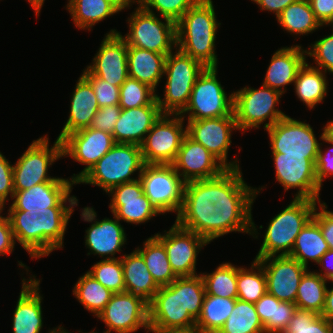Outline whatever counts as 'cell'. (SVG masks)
<instances>
[{"label":"cell","instance_id":"1","mask_svg":"<svg viewBox=\"0 0 333 333\" xmlns=\"http://www.w3.org/2000/svg\"><path fill=\"white\" fill-rule=\"evenodd\" d=\"M237 169H226L212 179L185 183L183 205L176 217L179 226L202 236L209 244L231 232L258 239L252 205L263 187L252 188Z\"/></svg>","mask_w":333,"mask_h":333},{"label":"cell","instance_id":"2","mask_svg":"<svg viewBox=\"0 0 333 333\" xmlns=\"http://www.w3.org/2000/svg\"><path fill=\"white\" fill-rule=\"evenodd\" d=\"M74 210V207L7 210V216L15 241L32 259H39L56 249H63L65 231Z\"/></svg>","mask_w":333,"mask_h":333},{"label":"cell","instance_id":"3","mask_svg":"<svg viewBox=\"0 0 333 333\" xmlns=\"http://www.w3.org/2000/svg\"><path fill=\"white\" fill-rule=\"evenodd\" d=\"M213 5L212 0H200L176 22V48L205 67H218L215 41L221 23Z\"/></svg>","mask_w":333,"mask_h":333},{"label":"cell","instance_id":"4","mask_svg":"<svg viewBox=\"0 0 333 333\" xmlns=\"http://www.w3.org/2000/svg\"><path fill=\"white\" fill-rule=\"evenodd\" d=\"M321 201L293 198L290 204L270 220L255 259L290 255L297 235L313 217Z\"/></svg>","mask_w":333,"mask_h":333},{"label":"cell","instance_id":"5","mask_svg":"<svg viewBox=\"0 0 333 333\" xmlns=\"http://www.w3.org/2000/svg\"><path fill=\"white\" fill-rule=\"evenodd\" d=\"M145 163L141 148L136 144L115 143L77 182L102 188L108 193L112 188L139 179ZM138 172V177L132 175Z\"/></svg>","mask_w":333,"mask_h":333},{"label":"cell","instance_id":"6","mask_svg":"<svg viewBox=\"0 0 333 333\" xmlns=\"http://www.w3.org/2000/svg\"><path fill=\"white\" fill-rule=\"evenodd\" d=\"M166 56L164 76L166 84L163 99L156 94V100L163 114H180L187 106L191 91L205 66L178 48Z\"/></svg>","mask_w":333,"mask_h":333},{"label":"cell","instance_id":"7","mask_svg":"<svg viewBox=\"0 0 333 333\" xmlns=\"http://www.w3.org/2000/svg\"><path fill=\"white\" fill-rule=\"evenodd\" d=\"M282 95L263 84L259 89L246 86L233 91V112L238 130L245 133L249 129H259L264 122L263 127L267 130L286 117L287 115L276 107Z\"/></svg>","mask_w":333,"mask_h":333},{"label":"cell","instance_id":"8","mask_svg":"<svg viewBox=\"0 0 333 333\" xmlns=\"http://www.w3.org/2000/svg\"><path fill=\"white\" fill-rule=\"evenodd\" d=\"M134 12L127 18L129 32L119 34L127 45L158 54H170L176 49V23L146 11L141 5L134 8Z\"/></svg>","mask_w":333,"mask_h":333},{"label":"cell","instance_id":"9","mask_svg":"<svg viewBox=\"0 0 333 333\" xmlns=\"http://www.w3.org/2000/svg\"><path fill=\"white\" fill-rule=\"evenodd\" d=\"M218 67H206L198 76L186 108L179 114L184 120L229 116L233 113V92L228 96L217 79ZM228 96V97H227Z\"/></svg>","mask_w":333,"mask_h":333},{"label":"cell","instance_id":"10","mask_svg":"<svg viewBox=\"0 0 333 333\" xmlns=\"http://www.w3.org/2000/svg\"><path fill=\"white\" fill-rule=\"evenodd\" d=\"M62 157L61 140L56 139L50 148L47 135L33 140L13 165L14 191L26 190L41 183L54 181L57 177L49 176L48 170Z\"/></svg>","mask_w":333,"mask_h":333},{"label":"cell","instance_id":"11","mask_svg":"<svg viewBox=\"0 0 333 333\" xmlns=\"http://www.w3.org/2000/svg\"><path fill=\"white\" fill-rule=\"evenodd\" d=\"M139 179L143 193L162 215L175 212L178 216L186 182L171 164H145Z\"/></svg>","mask_w":333,"mask_h":333},{"label":"cell","instance_id":"12","mask_svg":"<svg viewBox=\"0 0 333 333\" xmlns=\"http://www.w3.org/2000/svg\"><path fill=\"white\" fill-rule=\"evenodd\" d=\"M184 121L179 114L160 116L140 145L145 164L173 163L186 135Z\"/></svg>","mask_w":333,"mask_h":333},{"label":"cell","instance_id":"13","mask_svg":"<svg viewBox=\"0 0 333 333\" xmlns=\"http://www.w3.org/2000/svg\"><path fill=\"white\" fill-rule=\"evenodd\" d=\"M275 178L285 191L297 189L294 198L321 201L315 162L317 156H282L272 153Z\"/></svg>","mask_w":333,"mask_h":333},{"label":"cell","instance_id":"14","mask_svg":"<svg viewBox=\"0 0 333 333\" xmlns=\"http://www.w3.org/2000/svg\"><path fill=\"white\" fill-rule=\"evenodd\" d=\"M233 130H238L234 112L225 117L187 120L186 134L203 145L227 169L240 168L238 158L228 161Z\"/></svg>","mask_w":333,"mask_h":333},{"label":"cell","instance_id":"15","mask_svg":"<svg viewBox=\"0 0 333 333\" xmlns=\"http://www.w3.org/2000/svg\"><path fill=\"white\" fill-rule=\"evenodd\" d=\"M154 236L164 245L171 268L177 277H190L196 274L197 257L201 249L209 243L193 231L179 226L176 222L169 231Z\"/></svg>","mask_w":333,"mask_h":333},{"label":"cell","instance_id":"16","mask_svg":"<svg viewBox=\"0 0 333 333\" xmlns=\"http://www.w3.org/2000/svg\"><path fill=\"white\" fill-rule=\"evenodd\" d=\"M105 323L102 333H133L139 328L149 332L148 305L128 292L113 293L104 310L97 316ZM87 333V332H85ZM88 333H98L94 330Z\"/></svg>","mask_w":333,"mask_h":333},{"label":"cell","instance_id":"17","mask_svg":"<svg viewBox=\"0 0 333 333\" xmlns=\"http://www.w3.org/2000/svg\"><path fill=\"white\" fill-rule=\"evenodd\" d=\"M272 153L282 156H317L320 143L309 123L286 116L266 130Z\"/></svg>","mask_w":333,"mask_h":333},{"label":"cell","instance_id":"18","mask_svg":"<svg viewBox=\"0 0 333 333\" xmlns=\"http://www.w3.org/2000/svg\"><path fill=\"white\" fill-rule=\"evenodd\" d=\"M92 61L82 76H97L118 87L125 82L129 77L127 43L119 31L111 29L105 34Z\"/></svg>","mask_w":333,"mask_h":333},{"label":"cell","instance_id":"19","mask_svg":"<svg viewBox=\"0 0 333 333\" xmlns=\"http://www.w3.org/2000/svg\"><path fill=\"white\" fill-rule=\"evenodd\" d=\"M149 309V330L190 328L196 320L184 309L181 302V277L170 285L160 286Z\"/></svg>","mask_w":333,"mask_h":333},{"label":"cell","instance_id":"20","mask_svg":"<svg viewBox=\"0 0 333 333\" xmlns=\"http://www.w3.org/2000/svg\"><path fill=\"white\" fill-rule=\"evenodd\" d=\"M113 219H97V213L93 207L85 206L81 210V218L91 226L85 231V246L89 249L87 255H99L103 259H115L122 246L126 244V232L120 220L113 214Z\"/></svg>","mask_w":333,"mask_h":333},{"label":"cell","instance_id":"21","mask_svg":"<svg viewBox=\"0 0 333 333\" xmlns=\"http://www.w3.org/2000/svg\"><path fill=\"white\" fill-rule=\"evenodd\" d=\"M73 185L76 183L72 179L57 177L51 182L41 183L26 190L14 191L13 203L8 210L29 211L50 207L78 206L77 197L70 195Z\"/></svg>","mask_w":333,"mask_h":333},{"label":"cell","instance_id":"22","mask_svg":"<svg viewBox=\"0 0 333 333\" xmlns=\"http://www.w3.org/2000/svg\"><path fill=\"white\" fill-rule=\"evenodd\" d=\"M114 145L113 135L91 127L68 134L62 140V156H70L85 165L80 173L73 174L70 179L76 183Z\"/></svg>","mask_w":333,"mask_h":333},{"label":"cell","instance_id":"23","mask_svg":"<svg viewBox=\"0 0 333 333\" xmlns=\"http://www.w3.org/2000/svg\"><path fill=\"white\" fill-rule=\"evenodd\" d=\"M256 260L261 263L265 272L267 293L279 301L295 303L300 280L309 268L289 255Z\"/></svg>","mask_w":333,"mask_h":333},{"label":"cell","instance_id":"24","mask_svg":"<svg viewBox=\"0 0 333 333\" xmlns=\"http://www.w3.org/2000/svg\"><path fill=\"white\" fill-rule=\"evenodd\" d=\"M106 194L112 197L109 208L120 221L136 225L162 215L143 193L140 179L120 184Z\"/></svg>","mask_w":333,"mask_h":333},{"label":"cell","instance_id":"25","mask_svg":"<svg viewBox=\"0 0 333 333\" xmlns=\"http://www.w3.org/2000/svg\"><path fill=\"white\" fill-rule=\"evenodd\" d=\"M171 165L185 182L212 179L220 176L227 169L203 145L187 134Z\"/></svg>","mask_w":333,"mask_h":333},{"label":"cell","instance_id":"26","mask_svg":"<svg viewBox=\"0 0 333 333\" xmlns=\"http://www.w3.org/2000/svg\"><path fill=\"white\" fill-rule=\"evenodd\" d=\"M42 299L40 280L34 275L28 279L24 277L12 317L13 333L41 332L43 328Z\"/></svg>","mask_w":333,"mask_h":333},{"label":"cell","instance_id":"27","mask_svg":"<svg viewBox=\"0 0 333 333\" xmlns=\"http://www.w3.org/2000/svg\"><path fill=\"white\" fill-rule=\"evenodd\" d=\"M162 114L157 100L150 105L122 109L112 134L115 143L140 146Z\"/></svg>","mask_w":333,"mask_h":333},{"label":"cell","instance_id":"28","mask_svg":"<svg viewBox=\"0 0 333 333\" xmlns=\"http://www.w3.org/2000/svg\"><path fill=\"white\" fill-rule=\"evenodd\" d=\"M306 58V49L298 44L278 49L272 55L262 84L284 94L286 86L294 84L298 70L307 61Z\"/></svg>","mask_w":333,"mask_h":333},{"label":"cell","instance_id":"29","mask_svg":"<svg viewBox=\"0 0 333 333\" xmlns=\"http://www.w3.org/2000/svg\"><path fill=\"white\" fill-rule=\"evenodd\" d=\"M68 119L57 139L63 140L68 134L89 128L99 106L91 84L82 76L78 78L70 99Z\"/></svg>","mask_w":333,"mask_h":333},{"label":"cell","instance_id":"30","mask_svg":"<svg viewBox=\"0 0 333 333\" xmlns=\"http://www.w3.org/2000/svg\"><path fill=\"white\" fill-rule=\"evenodd\" d=\"M125 292L140 298L148 306L160 286L155 282L144 262L143 257L136 251L121 256Z\"/></svg>","mask_w":333,"mask_h":333},{"label":"cell","instance_id":"31","mask_svg":"<svg viewBox=\"0 0 333 333\" xmlns=\"http://www.w3.org/2000/svg\"><path fill=\"white\" fill-rule=\"evenodd\" d=\"M166 56L127 45L128 76L157 92L158 84L164 76Z\"/></svg>","mask_w":333,"mask_h":333},{"label":"cell","instance_id":"32","mask_svg":"<svg viewBox=\"0 0 333 333\" xmlns=\"http://www.w3.org/2000/svg\"><path fill=\"white\" fill-rule=\"evenodd\" d=\"M307 62L298 70L293 85L297 98L312 110L324 102L329 87L326 73Z\"/></svg>","mask_w":333,"mask_h":333},{"label":"cell","instance_id":"33","mask_svg":"<svg viewBox=\"0 0 333 333\" xmlns=\"http://www.w3.org/2000/svg\"><path fill=\"white\" fill-rule=\"evenodd\" d=\"M255 307L265 333H283L297 309L295 303L279 301L267 292L255 303Z\"/></svg>","mask_w":333,"mask_h":333},{"label":"cell","instance_id":"34","mask_svg":"<svg viewBox=\"0 0 333 333\" xmlns=\"http://www.w3.org/2000/svg\"><path fill=\"white\" fill-rule=\"evenodd\" d=\"M328 250L319 225L311 218L297 235L289 256L308 268L310 260L317 264Z\"/></svg>","mask_w":333,"mask_h":333},{"label":"cell","instance_id":"35","mask_svg":"<svg viewBox=\"0 0 333 333\" xmlns=\"http://www.w3.org/2000/svg\"><path fill=\"white\" fill-rule=\"evenodd\" d=\"M135 250L143 257L148 271L159 286L170 285L177 278L164 245L154 235L143 242V247Z\"/></svg>","mask_w":333,"mask_h":333},{"label":"cell","instance_id":"36","mask_svg":"<svg viewBox=\"0 0 333 333\" xmlns=\"http://www.w3.org/2000/svg\"><path fill=\"white\" fill-rule=\"evenodd\" d=\"M66 9L75 27L88 30L119 11L106 0H68Z\"/></svg>","mask_w":333,"mask_h":333},{"label":"cell","instance_id":"37","mask_svg":"<svg viewBox=\"0 0 333 333\" xmlns=\"http://www.w3.org/2000/svg\"><path fill=\"white\" fill-rule=\"evenodd\" d=\"M280 26L291 35H307L322 27L308 0L289 4L276 18Z\"/></svg>","mask_w":333,"mask_h":333},{"label":"cell","instance_id":"38","mask_svg":"<svg viewBox=\"0 0 333 333\" xmlns=\"http://www.w3.org/2000/svg\"><path fill=\"white\" fill-rule=\"evenodd\" d=\"M236 299L205 295L196 327L202 333H218L234 309Z\"/></svg>","mask_w":333,"mask_h":333},{"label":"cell","instance_id":"39","mask_svg":"<svg viewBox=\"0 0 333 333\" xmlns=\"http://www.w3.org/2000/svg\"><path fill=\"white\" fill-rule=\"evenodd\" d=\"M327 281L317 271L309 269L304 273L298 286L295 304L303 310L321 315L325 306Z\"/></svg>","mask_w":333,"mask_h":333},{"label":"cell","instance_id":"40","mask_svg":"<svg viewBox=\"0 0 333 333\" xmlns=\"http://www.w3.org/2000/svg\"><path fill=\"white\" fill-rule=\"evenodd\" d=\"M72 292L78 302L94 317H97L104 310L113 295V292L104 287L88 272L79 277Z\"/></svg>","mask_w":333,"mask_h":333},{"label":"cell","instance_id":"41","mask_svg":"<svg viewBox=\"0 0 333 333\" xmlns=\"http://www.w3.org/2000/svg\"><path fill=\"white\" fill-rule=\"evenodd\" d=\"M237 299L256 303L266 292V276L261 263L254 259L248 269L237 267Z\"/></svg>","mask_w":333,"mask_h":333},{"label":"cell","instance_id":"42","mask_svg":"<svg viewBox=\"0 0 333 333\" xmlns=\"http://www.w3.org/2000/svg\"><path fill=\"white\" fill-rule=\"evenodd\" d=\"M205 286V295L237 299V265L223 262L212 273H200Z\"/></svg>","mask_w":333,"mask_h":333},{"label":"cell","instance_id":"43","mask_svg":"<svg viewBox=\"0 0 333 333\" xmlns=\"http://www.w3.org/2000/svg\"><path fill=\"white\" fill-rule=\"evenodd\" d=\"M218 333H265L254 303L236 299L230 316Z\"/></svg>","mask_w":333,"mask_h":333},{"label":"cell","instance_id":"44","mask_svg":"<svg viewBox=\"0 0 333 333\" xmlns=\"http://www.w3.org/2000/svg\"><path fill=\"white\" fill-rule=\"evenodd\" d=\"M87 272L111 292H125L121 258L101 259Z\"/></svg>","mask_w":333,"mask_h":333},{"label":"cell","instance_id":"45","mask_svg":"<svg viewBox=\"0 0 333 333\" xmlns=\"http://www.w3.org/2000/svg\"><path fill=\"white\" fill-rule=\"evenodd\" d=\"M156 91L147 84L128 77L120 86L119 106L122 109L150 105L156 100Z\"/></svg>","mask_w":333,"mask_h":333},{"label":"cell","instance_id":"46","mask_svg":"<svg viewBox=\"0 0 333 333\" xmlns=\"http://www.w3.org/2000/svg\"><path fill=\"white\" fill-rule=\"evenodd\" d=\"M283 333H333V323L314 311L297 308Z\"/></svg>","mask_w":333,"mask_h":333},{"label":"cell","instance_id":"47","mask_svg":"<svg viewBox=\"0 0 333 333\" xmlns=\"http://www.w3.org/2000/svg\"><path fill=\"white\" fill-rule=\"evenodd\" d=\"M204 281L200 273L195 276L181 277V302L184 309L197 320L205 297Z\"/></svg>","mask_w":333,"mask_h":333},{"label":"cell","instance_id":"48","mask_svg":"<svg viewBox=\"0 0 333 333\" xmlns=\"http://www.w3.org/2000/svg\"><path fill=\"white\" fill-rule=\"evenodd\" d=\"M200 0H137L146 11L156 13L161 18H168L175 23L186 13V11ZM156 12H155V11Z\"/></svg>","mask_w":333,"mask_h":333},{"label":"cell","instance_id":"49","mask_svg":"<svg viewBox=\"0 0 333 333\" xmlns=\"http://www.w3.org/2000/svg\"><path fill=\"white\" fill-rule=\"evenodd\" d=\"M306 56L312 57L316 66L324 73L333 74V31L330 35L324 36L321 39L312 43L306 49Z\"/></svg>","mask_w":333,"mask_h":333},{"label":"cell","instance_id":"50","mask_svg":"<svg viewBox=\"0 0 333 333\" xmlns=\"http://www.w3.org/2000/svg\"><path fill=\"white\" fill-rule=\"evenodd\" d=\"M92 86L99 108L117 105L120 100V87L100 79L97 76H83Z\"/></svg>","mask_w":333,"mask_h":333},{"label":"cell","instance_id":"51","mask_svg":"<svg viewBox=\"0 0 333 333\" xmlns=\"http://www.w3.org/2000/svg\"><path fill=\"white\" fill-rule=\"evenodd\" d=\"M122 108L117 105H107L98 109L93 117L90 127L96 130L113 134L115 124L120 116Z\"/></svg>","mask_w":333,"mask_h":333},{"label":"cell","instance_id":"52","mask_svg":"<svg viewBox=\"0 0 333 333\" xmlns=\"http://www.w3.org/2000/svg\"><path fill=\"white\" fill-rule=\"evenodd\" d=\"M0 152V210H4L6 202L14 195L13 164Z\"/></svg>","mask_w":333,"mask_h":333},{"label":"cell","instance_id":"53","mask_svg":"<svg viewBox=\"0 0 333 333\" xmlns=\"http://www.w3.org/2000/svg\"><path fill=\"white\" fill-rule=\"evenodd\" d=\"M327 208L325 202H320L314 209L312 218L319 225L329 249L333 250V211H329Z\"/></svg>","mask_w":333,"mask_h":333},{"label":"cell","instance_id":"54","mask_svg":"<svg viewBox=\"0 0 333 333\" xmlns=\"http://www.w3.org/2000/svg\"><path fill=\"white\" fill-rule=\"evenodd\" d=\"M328 144L331 145V148H325V151H323L321 147L323 144L322 142L320 143L319 152L315 162L316 177L321 188L322 182L333 175V144Z\"/></svg>","mask_w":333,"mask_h":333},{"label":"cell","instance_id":"55","mask_svg":"<svg viewBox=\"0 0 333 333\" xmlns=\"http://www.w3.org/2000/svg\"><path fill=\"white\" fill-rule=\"evenodd\" d=\"M0 210V256L10 255L14 251L16 244L11 223L8 216H2Z\"/></svg>","mask_w":333,"mask_h":333},{"label":"cell","instance_id":"56","mask_svg":"<svg viewBox=\"0 0 333 333\" xmlns=\"http://www.w3.org/2000/svg\"><path fill=\"white\" fill-rule=\"evenodd\" d=\"M316 19L327 26L333 19V0H308Z\"/></svg>","mask_w":333,"mask_h":333},{"label":"cell","instance_id":"57","mask_svg":"<svg viewBox=\"0 0 333 333\" xmlns=\"http://www.w3.org/2000/svg\"><path fill=\"white\" fill-rule=\"evenodd\" d=\"M257 4L262 11L273 12L276 18L289 5L299 0H251Z\"/></svg>","mask_w":333,"mask_h":333},{"label":"cell","instance_id":"58","mask_svg":"<svg viewBox=\"0 0 333 333\" xmlns=\"http://www.w3.org/2000/svg\"><path fill=\"white\" fill-rule=\"evenodd\" d=\"M330 261V262H329ZM329 263V265H327ZM321 270L317 273L329 281H333V250L329 249L317 263ZM324 270V271H323Z\"/></svg>","mask_w":333,"mask_h":333},{"label":"cell","instance_id":"59","mask_svg":"<svg viewBox=\"0 0 333 333\" xmlns=\"http://www.w3.org/2000/svg\"><path fill=\"white\" fill-rule=\"evenodd\" d=\"M330 282H332L333 285V281ZM321 315L329 322L333 323V286L330 289L327 287L325 306Z\"/></svg>","mask_w":333,"mask_h":333},{"label":"cell","instance_id":"60","mask_svg":"<svg viewBox=\"0 0 333 333\" xmlns=\"http://www.w3.org/2000/svg\"><path fill=\"white\" fill-rule=\"evenodd\" d=\"M323 132L320 136V141L323 143H332L333 144V120L327 122L326 125L322 128Z\"/></svg>","mask_w":333,"mask_h":333},{"label":"cell","instance_id":"61","mask_svg":"<svg viewBox=\"0 0 333 333\" xmlns=\"http://www.w3.org/2000/svg\"><path fill=\"white\" fill-rule=\"evenodd\" d=\"M152 333H202L196 326L166 330H150Z\"/></svg>","mask_w":333,"mask_h":333},{"label":"cell","instance_id":"62","mask_svg":"<svg viewBox=\"0 0 333 333\" xmlns=\"http://www.w3.org/2000/svg\"><path fill=\"white\" fill-rule=\"evenodd\" d=\"M112 4L119 12L125 9H129L133 3H137V0H106Z\"/></svg>","mask_w":333,"mask_h":333},{"label":"cell","instance_id":"63","mask_svg":"<svg viewBox=\"0 0 333 333\" xmlns=\"http://www.w3.org/2000/svg\"><path fill=\"white\" fill-rule=\"evenodd\" d=\"M30 4V6L33 8L35 11V14L37 17H39L41 8L43 7L44 1L45 0H27Z\"/></svg>","mask_w":333,"mask_h":333},{"label":"cell","instance_id":"64","mask_svg":"<svg viewBox=\"0 0 333 333\" xmlns=\"http://www.w3.org/2000/svg\"><path fill=\"white\" fill-rule=\"evenodd\" d=\"M48 333H69V332H68V330H65L62 326H58L57 328H54L51 331L49 330Z\"/></svg>","mask_w":333,"mask_h":333},{"label":"cell","instance_id":"65","mask_svg":"<svg viewBox=\"0 0 333 333\" xmlns=\"http://www.w3.org/2000/svg\"><path fill=\"white\" fill-rule=\"evenodd\" d=\"M329 25H330V26L332 25L331 28H332V31H333V19L329 22V24H328L327 26H329Z\"/></svg>","mask_w":333,"mask_h":333}]
</instances>
